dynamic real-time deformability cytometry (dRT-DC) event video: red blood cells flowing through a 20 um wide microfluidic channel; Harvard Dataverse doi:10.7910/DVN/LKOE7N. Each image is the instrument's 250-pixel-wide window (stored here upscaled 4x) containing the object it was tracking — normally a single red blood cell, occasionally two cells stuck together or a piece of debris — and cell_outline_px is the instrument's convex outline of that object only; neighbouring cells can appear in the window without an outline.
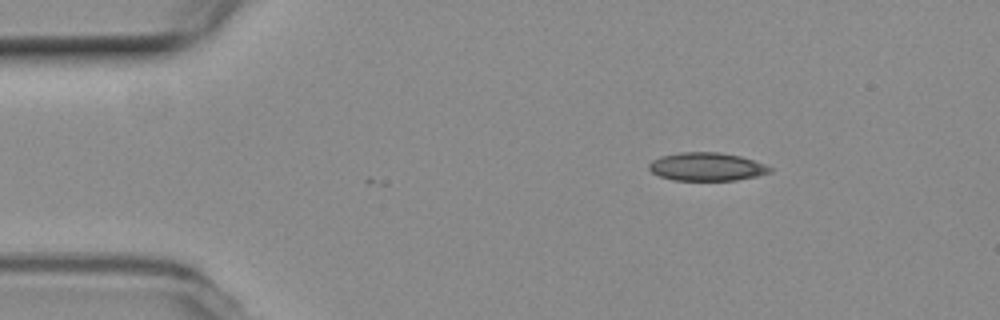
{"species": "common noctule bat (a hibernating species)", "species_latin": "Nyctalus noctula", "temperature_condition": "room temperature", "stored_images_in_passage": 2, "camera_frame_rate_fps": 3000, "um_per_image_px": 0.085, "animal": {"sex": "female", "body_mass_g": 19.3, "forearm_length_mm": 54.1}, "frame": {"image": 1, "passage_image": 1, "time_ms": 0.0, "image_size_px": [1000, 320], "cell_outline_px": [[772, 172], [756, 176], [736, 180], [672, 180], [660, 176], [652, 172], [648, 168], [648, 164], [652, 160], [660, 156], [680, 152], [716, 152], [740, 156], [764, 164], [772, 168]], "centroid_in_image_um": [60.04, 14.17], "position_along_channel_um": 25.0, "area_um2": 19.83}}